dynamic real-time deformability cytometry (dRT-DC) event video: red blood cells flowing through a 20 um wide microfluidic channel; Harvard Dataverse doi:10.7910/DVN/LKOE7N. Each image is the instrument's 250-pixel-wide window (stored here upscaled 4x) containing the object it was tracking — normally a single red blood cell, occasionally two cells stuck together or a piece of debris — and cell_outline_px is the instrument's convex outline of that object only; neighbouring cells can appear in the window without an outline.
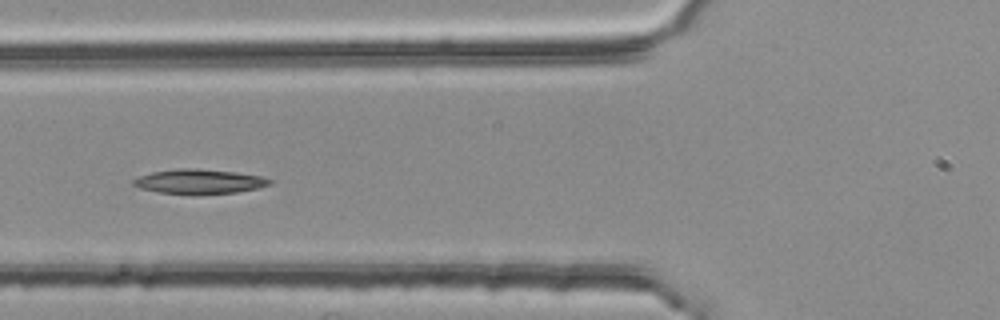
{"species": "common noctule bat (a hibernating species)", "species_latin": "Nyctalus noctula", "temperature_condition": "room temperature", "stored_images_in_passage": 3, "camera_frame_rate_fps": 3000, "um_per_image_px": 0.085, "animal": {"sex": "female", "body_mass_g": 25.1}, "frame": {"image": 1, "passage_image": 3, "time_ms": 0.667, "image_size_px": [1000, 320], "cell_outline_px": [[272, 184], [256, 188], [236, 192], [160, 192], [140, 188], [132, 184], [132, 180], [140, 176], [152, 172], [176, 168], [196, 168], [236, 172], [260, 176], [272, 180]], "centroid_in_image_um": [16.93, 15.38], "position_along_channel_um": 108.9, "area_um2": 18.73}}